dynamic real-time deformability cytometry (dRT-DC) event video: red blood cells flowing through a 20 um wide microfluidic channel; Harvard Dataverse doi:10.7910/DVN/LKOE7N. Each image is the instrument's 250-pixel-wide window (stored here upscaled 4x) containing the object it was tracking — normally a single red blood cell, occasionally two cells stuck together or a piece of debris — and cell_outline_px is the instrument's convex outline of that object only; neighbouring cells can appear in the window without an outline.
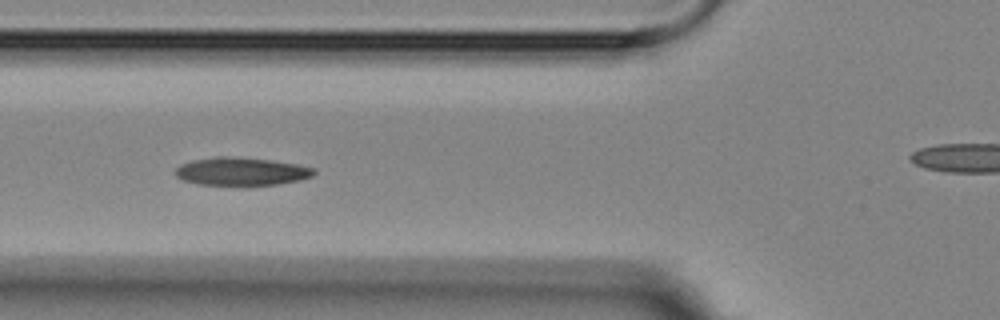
{"species": "Egyptian fruit bat (a non-hibernating species)", "species_latin": "Rousettus aegyptiacus", "temperature_condition": "room temperature", "stored_images_in_passage": 9, "camera_frame_rate_fps": 3000, "um_per_image_px": 0.085, "animal": {"sex": "female"}, "frame": {"image": 1, "passage_image": 3, "time_ms": 2.333, "image_size_px": [1000, 320], "cell_outline_px": [[316, 172], [312, 176], [300, 180], [276, 184], [248, 188], [244, 188], [196, 184], [184, 180], [176, 176], [176, 168], [180, 164], [192, 160], [216, 156], [228, 156], [268, 160], [296, 164], [316, 168]], "centroid_in_image_um": [20.5, 14.62], "position_along_channel_um": 105.3, "area_um2": 23.47}}
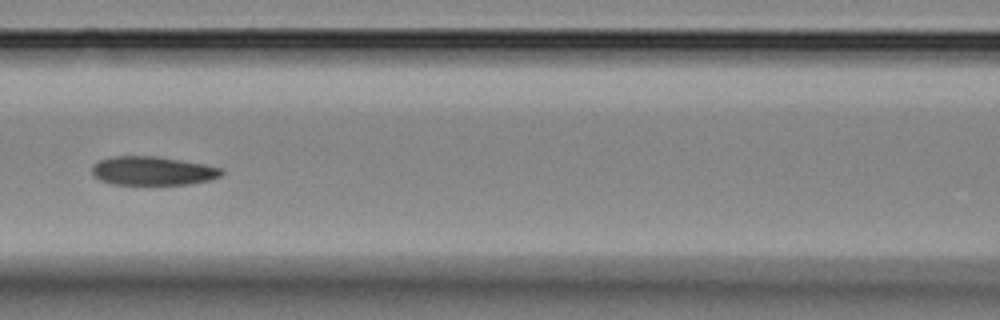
{"frame": {"image": 2, "passage_image": 4, "time_ms": 3.667, "image_size_px": [1000, 320], "cell_outline_px": [[224, 172], [220, 176], [208, 180], [188, 184], [112, 184], [100, 180], [92, 176], [92, 164], [100, 160], [112, 156], [156, 156], [204, 164], [220, 168]], "centroid_in_image_um": [12.92, 14.52], "position_along_channel_um": 153.7, "area_um2": 21.62}}